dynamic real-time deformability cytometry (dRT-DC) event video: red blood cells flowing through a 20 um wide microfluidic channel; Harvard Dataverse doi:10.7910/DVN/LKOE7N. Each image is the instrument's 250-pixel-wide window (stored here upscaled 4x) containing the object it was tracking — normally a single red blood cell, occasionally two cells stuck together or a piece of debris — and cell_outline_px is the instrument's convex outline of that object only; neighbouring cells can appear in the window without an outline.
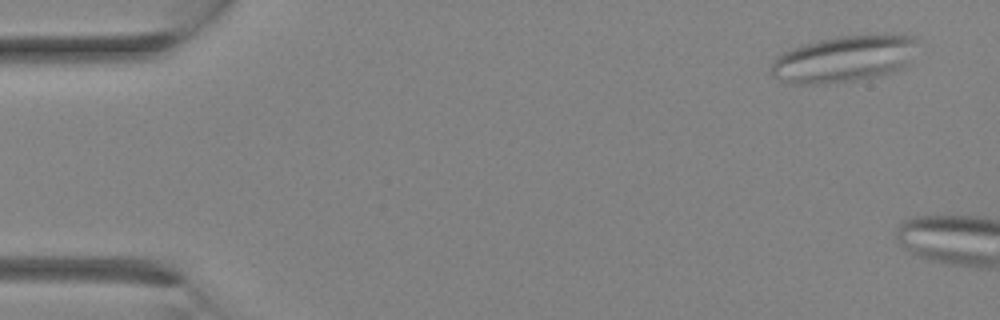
{"species": "Egyptian fruit bat (a non-hibernating species)", "species_latin": "Rousettus aegyptiacus", "temperature_condition": "room temperature", "stored_images_in_passage": 5, "camera_frame_rate_fps": 3000, "um_per_image_px": 0.085, "animal": {"sex": "female"}, "frame": {"image": 1, "passage_image": 1, "time_ms": 0.0, "image_size_px": [1000, 320], "cell_outline_px": [[920, 40], [912, 64], [904, 68], [876, 76], [856, 80], [820, 84], [792, 84], [772, 76], [772, 60], [776, 56], [792, 48], [804, 44], [836, 36], [908, 32], [916, 36]], "centroid_in_image_um": [71.89, 4.96], "position_along_channel_um": 13.1, "area_um2": 40.86}}